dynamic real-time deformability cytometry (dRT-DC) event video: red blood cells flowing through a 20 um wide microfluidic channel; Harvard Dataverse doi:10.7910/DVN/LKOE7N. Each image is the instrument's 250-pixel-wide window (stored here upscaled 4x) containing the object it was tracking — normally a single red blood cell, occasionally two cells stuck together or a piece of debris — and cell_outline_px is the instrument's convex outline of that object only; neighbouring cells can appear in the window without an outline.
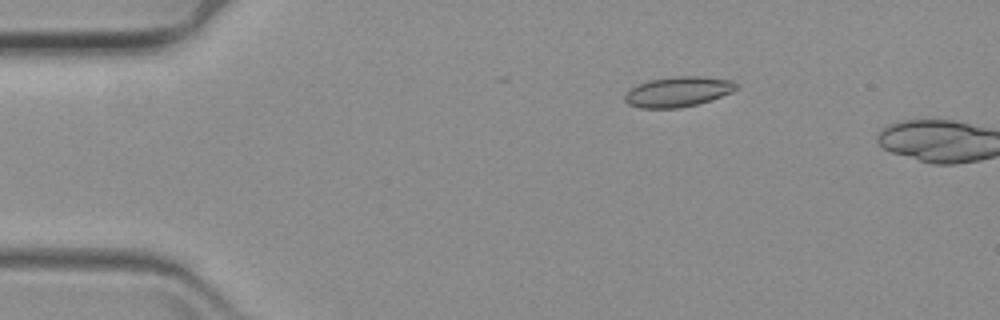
{"species": "common noctule bat (a hibernating species)", "species_latin": "Nyctalus noctula", "temperature_condition": "warm", "stored_images_in_passage": 13, "camera_frame_rate_fps": 3000, "um_per_image_px": 0.085, "animal": {"sex": "female", "body_mass_g": 19.3, "forearm_length_mm": 54.1}, "frame": {"image": 1, "passage_image": 11, "time_ms": 3.333, "image_size_px": [1000, 320], "cell_outline_px": [[736, 88], [732, 92], [696, 104], [680, 108], [640, 108], [628, 104], [624, 100], [624, 96], [632, 88], [648, 80], [676, 76], [700, 76], [732, 80], [736, 84]], "centroid_in_image_um": [57.61, 7.79], "position_along_channel_um": 27.4, "area_um2": 19.31}}